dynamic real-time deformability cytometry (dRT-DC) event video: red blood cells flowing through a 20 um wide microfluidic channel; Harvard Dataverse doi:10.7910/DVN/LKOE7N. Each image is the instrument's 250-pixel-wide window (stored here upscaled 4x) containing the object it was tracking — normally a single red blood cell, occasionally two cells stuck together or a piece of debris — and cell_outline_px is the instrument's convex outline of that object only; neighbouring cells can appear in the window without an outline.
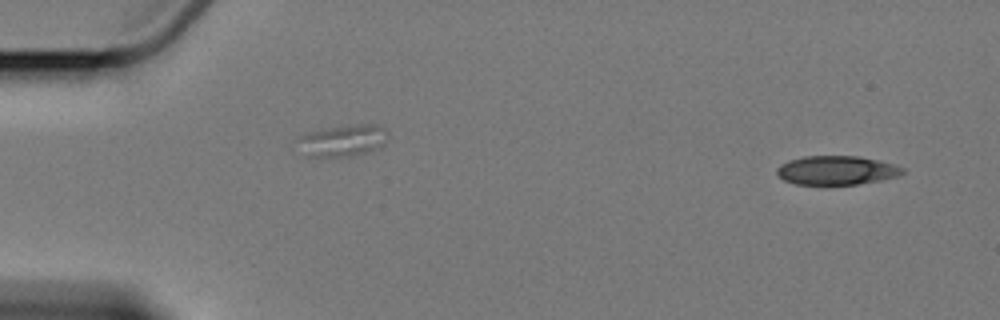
{"species": "Egyptian fruit bat (a non-hibernating species)", "species_latin": "Rousettus aegyptiacus", "temperature_condition": "cold", "stored_images_in_passage": 4, "camera_frame_rate_fps": 3000, "um_per_image_px": 0.085, "animal": {"sex": "female"}, "frame": {"image": 1, "passage_image": 1, "time_ms": 0.0, "image_size_px": [1000, 320], "cell_outline_px": [[904, 172], [896, 176], [880, 180], [856, 184], [796, 184], [784, 180], [776, 172], [776, 168], [780, 164], [788, 160], [804, 156], [860, 156], [880, 160], [896, 164], [904, 168]], "centroid_in_image_um": [71.11, 14.46], "position_along_channel_um": 13.9, "area_um2": 21.21}}